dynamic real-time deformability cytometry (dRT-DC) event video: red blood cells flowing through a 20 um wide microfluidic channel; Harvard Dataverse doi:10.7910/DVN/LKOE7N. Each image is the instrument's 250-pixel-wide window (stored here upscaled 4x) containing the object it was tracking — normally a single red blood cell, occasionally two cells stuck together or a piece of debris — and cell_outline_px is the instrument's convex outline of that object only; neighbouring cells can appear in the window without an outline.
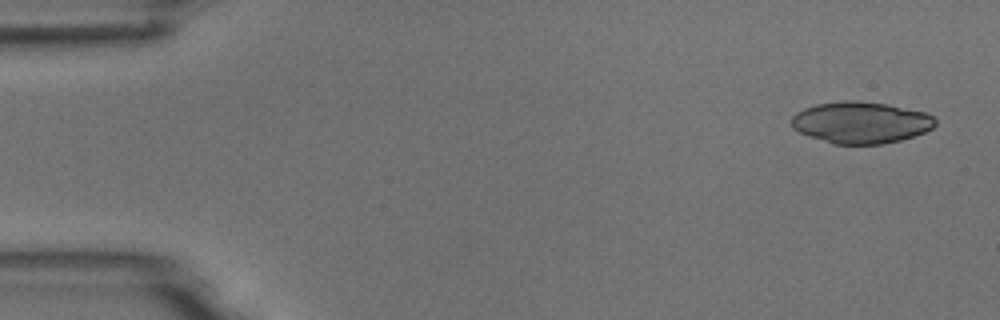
{"species": "common noctule bat (a hibernating species)", "species_latin": "Nyctalus noctula", "temperature_condition": "room temperature", "stored_images_in_passage": 5, "camera_frame_rate_fps": 3000, "um_per_image_px": 0.085, "animal": {"sex": "male", "body_mass_g": 18.8}, "frame": {"image": 1, "passage_image": 1, "time_ms": 0.0, "image_size_px": [1000, 320], "cell_outline_px": [[936, 124], [932, 128], [924, 132], [900, 140], [884, 144], [832, 144], [808, 136], [792, 128], [792, 116], [796, 112], [804, 108], [816, 104], [844, 100], [856, 100], [888, 104], [924, 112], [932, 116], [936, 120]], "centroid_in_image_um": [73.15, 10.41], "position_along_channel_um": 11.9, "area_um2": 34.97}}